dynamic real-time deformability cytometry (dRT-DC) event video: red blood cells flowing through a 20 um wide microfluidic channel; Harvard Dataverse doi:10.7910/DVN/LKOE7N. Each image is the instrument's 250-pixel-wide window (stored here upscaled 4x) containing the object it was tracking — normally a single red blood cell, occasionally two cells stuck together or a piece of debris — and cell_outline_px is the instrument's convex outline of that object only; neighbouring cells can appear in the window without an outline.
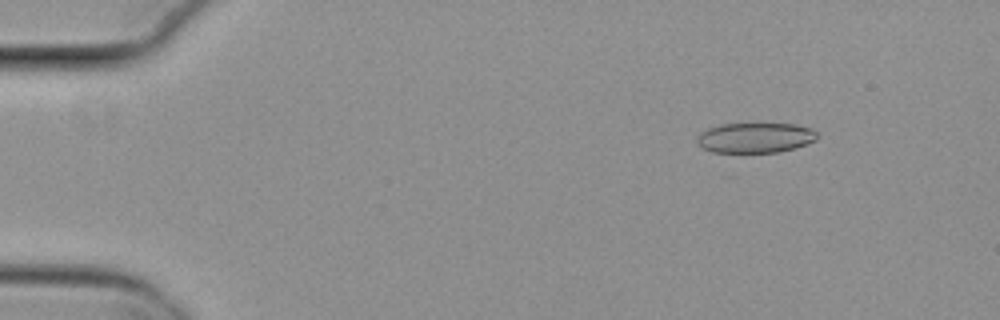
{"species": "common noctule bat (a hibernating species)", "species_latin": "Nyctalus noctula", "temperature_condition": "cold", "stored_images_in_passage": 54, "camera_frame_rate_fps": 3000, "um_per_image_px": 0.085, "animal": {"sex": "female", "body_mass_g": 29.2, "forearm_length_mm": 56.3}, "frame": {"image": 1, "passage_image": 7, "time_ms": 2.0, "image_size_px": [1000, 320], "cell_outline_px": [[816, 140], [796, 148], [780, 152], [712, 152], [700, 148], [696, 144], [696, 140], [700, 132], [708, 128], [720, 124], [796, 124], [812, 128], [816, 132]], "centroid_in_image_um": [64.16, 11.71], "position_along_channel_um": 20.8, "area_um2": 21.27}}
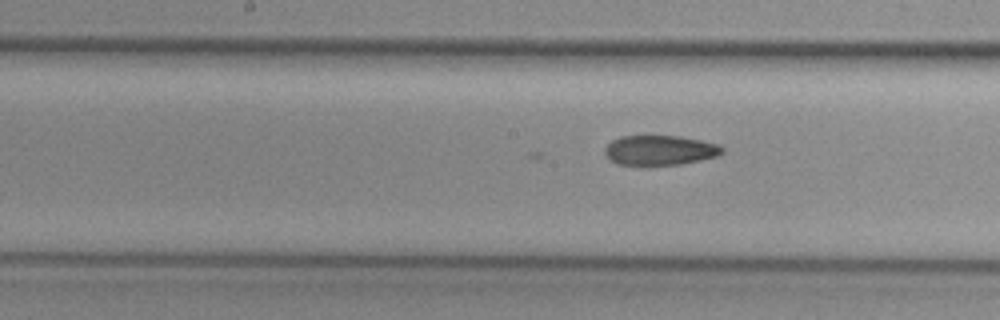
{"frame": {"image": 2, "passage_image": 28, "time_ms": 9.0, "image_size_px": [1000, 320], "cell_outline_px": [[724, 152], [720, 156], [680, 164], [644, 168], [620, 164], [612, 160], [604, 152], [604, 148], [612, 140], [620, 136], [680, 136], [720, 144], [724, 148]], "centroid_in_image_um": [56.11, 12.8], "position_along_channel_um": 192.1, "area_um2": 21.1}}
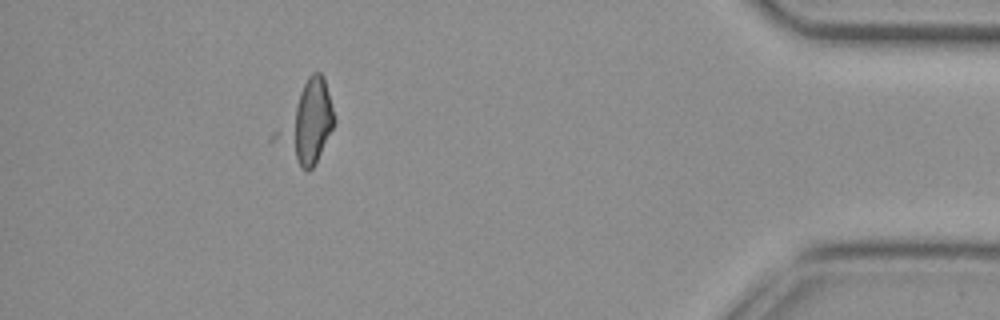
{"frame": {"image": 3, "passage_image": 49, "time_ms": 16.0, "image_size_px": [1000, 320], "cell_outline_px": [[336, 120], [312, 168], [308, 172], [304, 172], [268, 140], [272, 132], [308, 76], [312, 72], [320, 72], [324, 76]], "centroid_in_image_um": [25.98, 10.49], "position_along_channel_um": 409.2, "area_um2": 27.51}}